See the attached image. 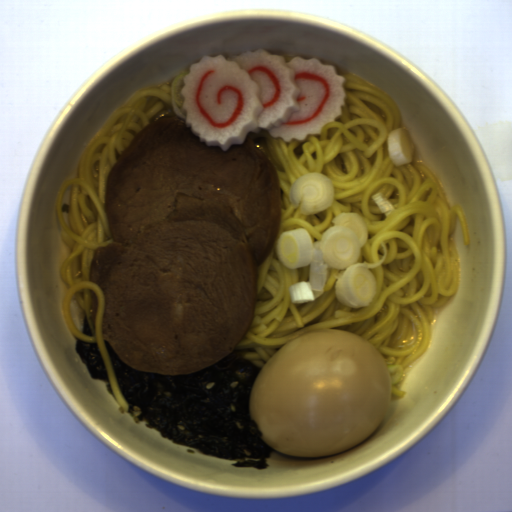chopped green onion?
<instances>
[{
    "label": "chopped green onion",
    "mask_w": 512,
    "mask_h": 512,
    "mask_svg": "<svg viewBox=\"0 0 512 512\" xmlns=\"http://www.w3.org/2000/svg\"><path fill=\"white\" fill-rule=\"evenodd\" d=\"M290 199L301 213L313 215L331 207L334 186L329 177L320 173L302 175L289 189Z\"/></svg>",
    "instance_id": "2"
},
{
    "label": "chopped green onion",
    "mask_w": 512,
    "mask_h": 512,
    "mask_svg": "<svg viewBox=\"0 0 512 512\" xmlns=\"http://www.w3.org/2000/svg\"><path fill=\"white\" fill-rule=\"evenodd\" d=\"M190 74V71H182L172 78L170 82V98H171V106L177 118H182L186 120L187 112L181 109L185 99L181 94L182 88L185 86L184 84V76Z\"/></svg>",
    "instance_id": "4"
},
{
    "label": "chopped green onion",
    "mask_w": 512,
    "mask_h": 512,
    "mask_svg": "<svg viewBox=\"0 0 512 512\" xmlns=\"http://www.w3.org/2000/svg\"><path fill=\"white\" fill-rule=\"evenodd\" d=\"M388 154L397 167L402 164L413 162L415 145L411 134L405 127L394 129L387 138Z\"/></svg>",
    "instance_id": "3"
},
{
    "label": "chopped green onion",
    "mask_w": 512,
    "mask_h": 512,
    "mask_svg": "<svg viewBox=\"0 0 512 512\" xmlns=\"http://www.w3.org/2000/svg\"><path fill=\"white\" fill-rule=\"evenodd\" d=\"M390 382L391 385H396L400 383L403 374H404V366L403 364H389L387 365Z\"/></svg>",
    "instance_id": "6"
},
{
    "label": "chopped green onion",
    "mask_w": 512,
    "mask_h": 512,
    "mask_svg": "<svg viewBox=\"0 0 512 512\" xmlns=\"http://www.w3.org/2000/svg\"><path fill=\"white\" fill-rule=\"evenodd\" d=\"M371 197L385 216H387L388 214L395 210L391 201L387 197H385L381 192L375 193Z\"/></svg>",
    "instance_id": "5"
},
{
    "label": "chopped green onion",
    "mask_w": 512,
    "mask_h": 512,
    "mask_svg": "<svg viewBox=\"0 0 512 512\" xmlns=\"http://www.w3.org/2000/svg\"><path fill=\"white\" fill-rule=\"evenodd\" d=\"M331 221L333 226L314 243L307 229L301 227L286 230L276 238L277 259L287 269L309 267L308 281L289 286L291 303L315 302L325 292L329 269H334L339 272L335 283L337 300L355 309L368 307L377 294L376 278L369 268L385 261V241L381 243L384 255L379 261L358 262L361 248L368 240L363 218L356 212L344 211Z\"/></svg>",
    "instance_id": "1"
}]
</instances>
